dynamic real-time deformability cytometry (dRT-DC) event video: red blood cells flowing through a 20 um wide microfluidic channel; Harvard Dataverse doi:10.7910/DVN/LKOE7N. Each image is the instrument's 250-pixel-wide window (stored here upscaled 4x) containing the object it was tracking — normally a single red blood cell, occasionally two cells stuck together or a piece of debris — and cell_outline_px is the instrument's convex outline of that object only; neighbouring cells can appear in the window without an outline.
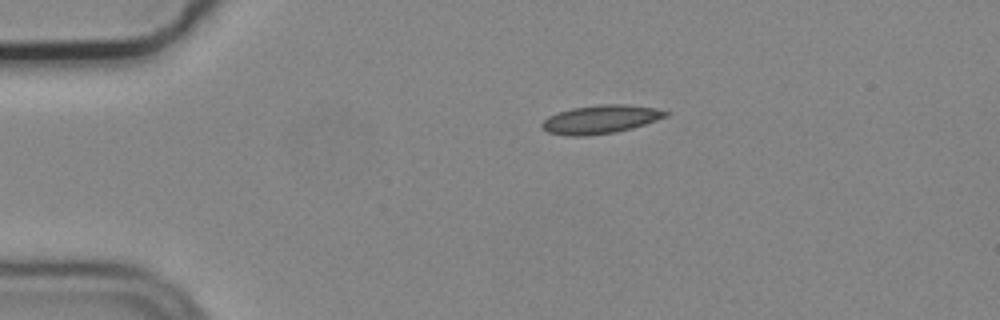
{"species": "common noctule bat (a hibernating species)", "species_latin": "Nyctalus noctula", "temperature_condition": "cold", "stored_images_in_passage": 27, "camera_frame_rate_fps": 3000, "um_per_image_px": 0.085, "animal": {"sex": "male", "body_mass_g": 19.2, "forearm_length_mm": 51.8}, "frame": {"image": 1, "passage_image": 1, "time_ms": 0.0, "image_size_px": [1000, 320], "cell_outline_px": [[668, 116], [632, 128], [612, 132], [584, 136], [568, 136], [548, 132], [540, 128], [540, 124], [548, 116], [572, 108], [600, 104], [628, 104], [656, 108], [668, 112]], "centroid_in_image_um": [51.02, 10.14], "position_along_channel_um": 34.0, "area_um2": 20.4}}
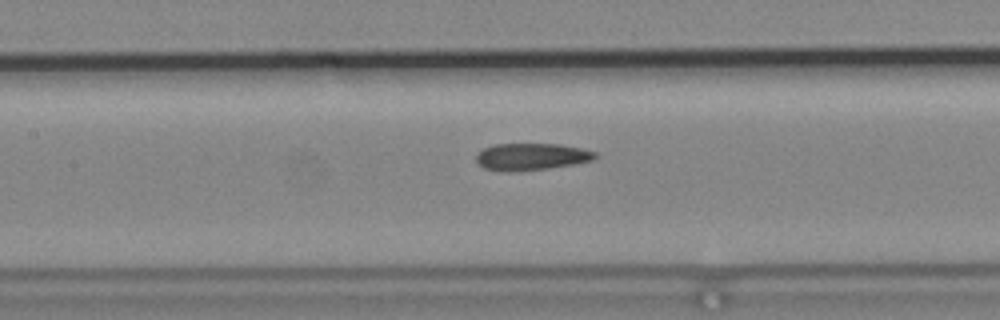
{"frame": {"image": 2, "passage_image": 15, "time_ms": 4.667, "image_size_px": [1000, 320], "cell_outline_px": [[600, 156], [592, 160], [572, 164], [548, 168], [520, 172], [504, 172], [484, 168], [476, 160], [476, 152], [484, 148], [496, 144], [560, 144], [580, 148], [596, 152]], "centroid_in_image_um": [45.15, 13.32], "position_along_channel_um": 162.3, "area_um2": 18.84}}
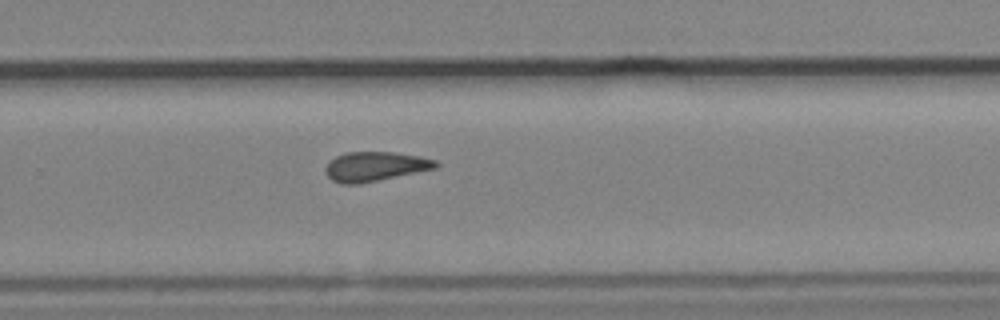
{"frame": {"image": 3, "passage_image": 26, "time_ms": 8.333, "image_size_px": [1000, 320], "cell_outline_px": [[440, 164], [436, 168], [360, 184], [340, 184], [332, 180], [324, 172], [324, 168], [328, 160], [344, 152], [392, 152], [420, 156], [436, 160]], "centroid_in_image_um": [31.84, 14.15], "position_along_channel_um": 298.0, "area_um2": 19.13}}